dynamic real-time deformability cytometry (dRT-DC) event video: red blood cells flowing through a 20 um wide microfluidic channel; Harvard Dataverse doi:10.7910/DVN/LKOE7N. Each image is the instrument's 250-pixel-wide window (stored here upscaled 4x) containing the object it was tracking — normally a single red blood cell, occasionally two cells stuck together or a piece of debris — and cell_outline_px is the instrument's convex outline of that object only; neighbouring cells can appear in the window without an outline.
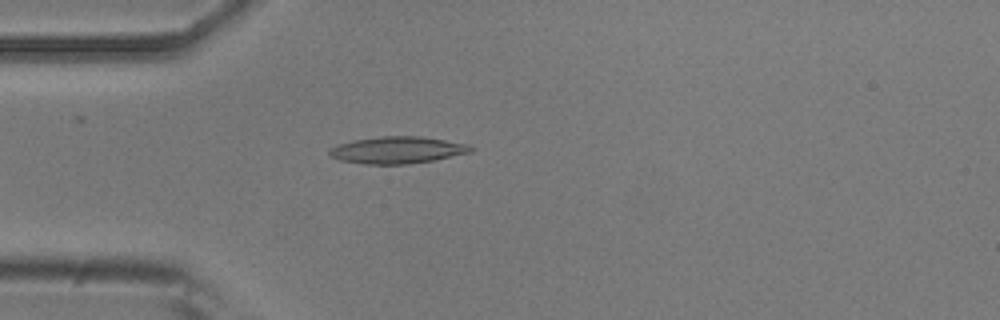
{"species": "common noctule bat (a hibernating species)", "species_latin": "Nyctalus noctula", "temperature_condition": "room temperature", "stored_images_in_passage": 39, "camera_frame_rate_fps": 3000, "um_per_image_px": 0.085, "animal": {"sex": "male", "body_mass_g": 20.5, "forearm_length_mm": 52.5}, "frame": {"image": 1, "passage_image": 1, "time_ms": 0.0, "image_size_px": [1000, 320], "cell_outline_px": [[476, 148], [472, 152], [432, 160], [408, 164], [364, 164], [340, 160], [328, 156], [328, 148], [352, 140], [380, 136], [420, 136], [468, 144]], "centroid_in_image_um": [33.75, 12.75], "position_along_channel_um": 51.3, "area_um2": 22.25}}
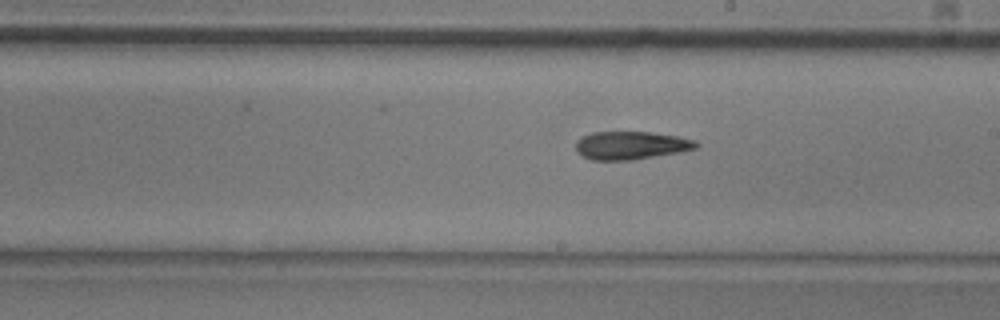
{"frame": {"image": 2, "passage_image": 16, "time_ms": 5.0, "image_size_px": [1000, 320], "cell_outline_px": [[700, 144], [696, 148], [680, 152], [632, 160], [592, 160], [576, 152], [576, 140], [580, 136], [592, 132], [652, 132], [680, 136], [696, 140]], "centroid_in_image_um": [53.64, 12.35], "position_along_channel_um": 235.4, "area_um2": 19.94}}
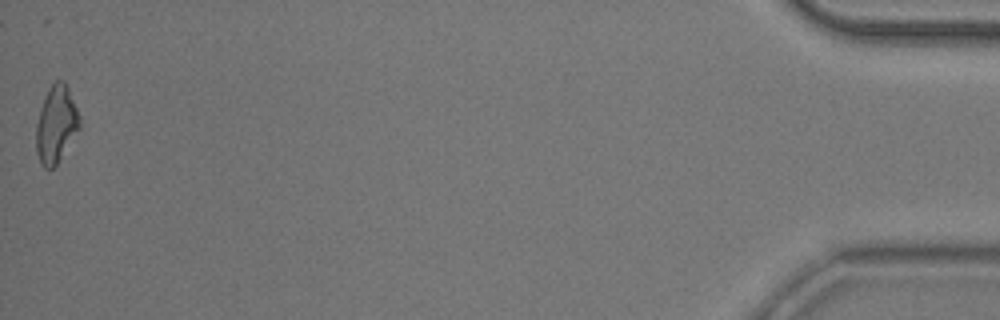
{"frame": {"image": 3, "passage_image": 39, "time_ms": 12.667, "image_size_px": [1000, 320], "cell_outline_px": [[80, 128], [56, 164], [52, 168], [44, 168], [40, 164], [36, 152], [36, 124], [40, 108], [44, 96], [48, 88], [56, 80], [64, 80], [68, 88], [80, 116]], "centroid_in_image_um": [4.75, 10.55], "position_along_channel_um": 430.4, "area_um2": 19.48}}